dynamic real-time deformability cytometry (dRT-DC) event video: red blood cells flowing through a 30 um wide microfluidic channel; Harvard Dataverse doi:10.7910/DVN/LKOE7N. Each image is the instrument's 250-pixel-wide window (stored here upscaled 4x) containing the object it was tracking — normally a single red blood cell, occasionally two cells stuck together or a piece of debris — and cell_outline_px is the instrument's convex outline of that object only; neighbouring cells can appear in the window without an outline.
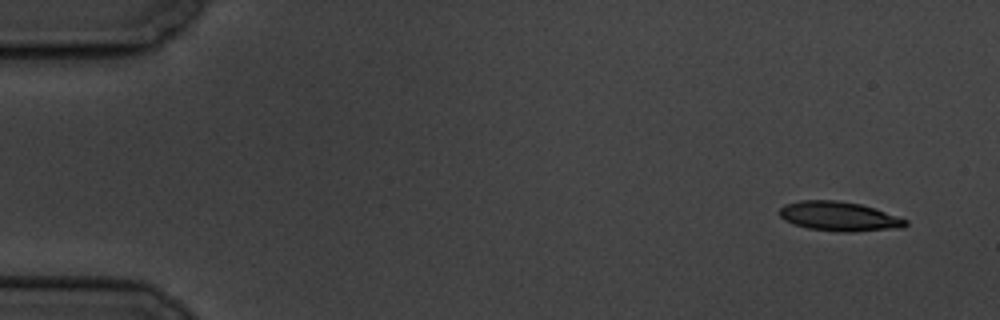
{"species": "common noctule bat (a hibernating species)", "species_latin": "Nyctalus noctula", "temperature_condition": "cold", "stored_images_in_passage": 6, "segment_of_instrument_passage": [2, 2], "camera_frame_rate_fps": 3000, "um_per_image_px": 0.085, "animal": {"sex": "male", "body_mass_g": 19.5, "forearm_length_mm": 54.6}, "frame": {"image": 1, "passage_image": 6, "time_ms": 6.667, "image_size_px": [1000, 320], "cell_outline_px": [[908, 224], [904, 228], [852, 232], [836, 232], [808, 228], [784, 220], [780, 216], [780, 208], [784, 204], [800, 200], [836, 200], [860, 204], [876, 208], [908, 220]], "centroid_in_image_um": [71.36, 18.39], "position_along_channel_um": 13.6, "area_um2": 21.79}}